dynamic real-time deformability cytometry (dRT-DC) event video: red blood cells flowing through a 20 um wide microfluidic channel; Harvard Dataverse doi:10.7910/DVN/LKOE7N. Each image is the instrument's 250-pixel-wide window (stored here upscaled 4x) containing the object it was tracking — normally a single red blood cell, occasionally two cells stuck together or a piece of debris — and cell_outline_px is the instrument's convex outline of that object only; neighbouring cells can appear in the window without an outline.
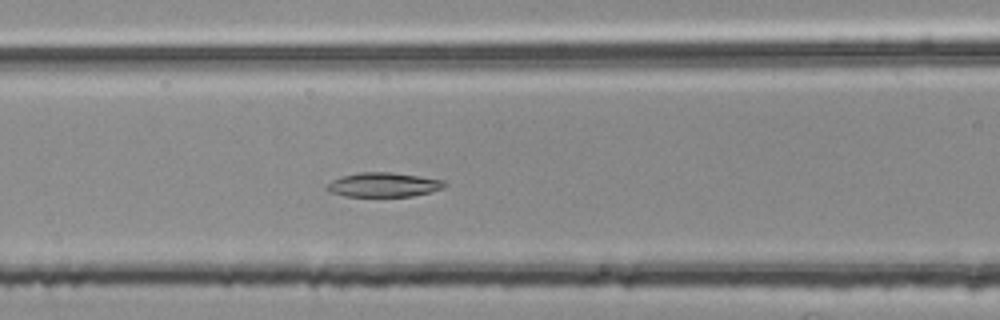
{"species": "common noctule bat (a hibernating species)", "species_latin": "Nyctalus noctula", "temperature_condition": "room temperature", "stored_images_in_passage": 47, "camera_frame_rate_fps": 3000, "um_per_image_px": 0.085, "animal": {"sex": "female", "body_mass_g": 25.1}, "frame": {"image": 1, "passage_image": 22, "time_ms": 7.0, "image_size_px": [1000, 320], "cell_outline_px": [[448, 184], [440, 188], [428, 192], [412, 196], [344, 196], [328, 192], [324, 188], [332, 180], [344, 176], [364, 172], [392, 172], [444, 180]], "centroid_in_image_um": [32.57, 15.71], "position_along_channel_um": 134.0, "area_um2": 16.47}}
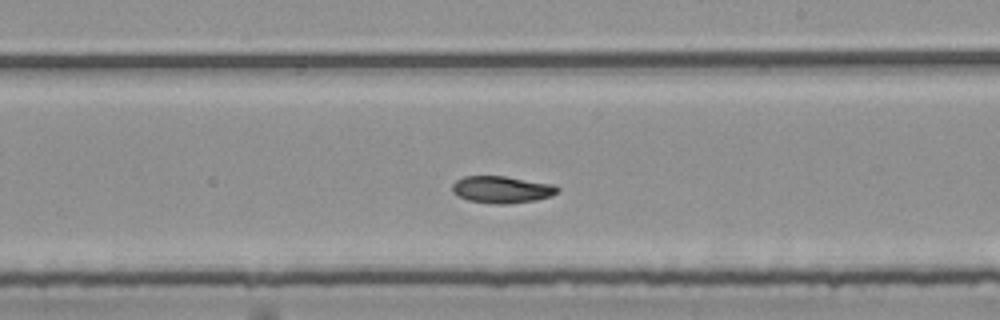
{"frame": {"image": 2, "passage_image": 31, "time_ms": 10.0, "image_size_px": [1000, 320], "cell_outline_px": [[560, 192], [552, 196], [536, 200], [508, 204], [496, 204], [468, 200], [452, 192], [452, 184], [456, 180], [464, 176], [504, 176], [556, 184], [560, 188]], "centroid_in_image_um": [42.71, 16.1], "position_along_channel_um": 246.3, "area_um2": 16.76}}
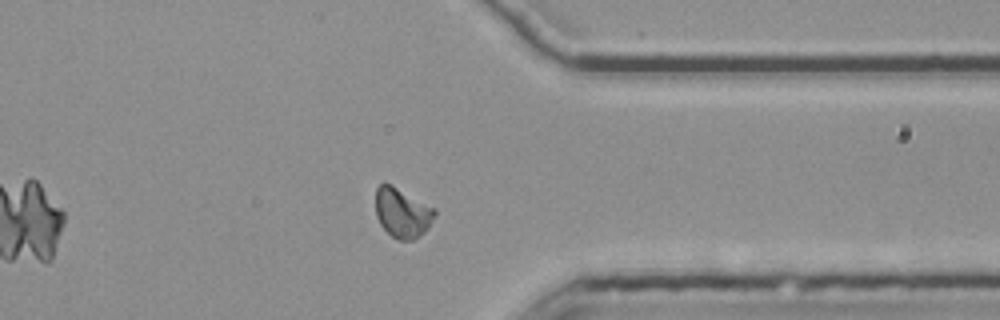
{"frame": {"image": 3, "passage_image": 42, "time_ms": 13.667, "image_size_px": [1000, 320], "cell_outline_px": [[436, 212], [428, 228], [424, 232], [412, 240], [400, 240], [392, 236], [380, 224], [376, 216], [376, 188], [380, 184], [392, 184], [436, 208]], "centroid_in_image_um": [34.2, 18.07], "position_along_channel_um": 377.2, "area_um2": 17.05}, "authors_computed_cell_mechanics": {"area_um2": 17.629, "velocity_mm_per_s": 3.769, "shape_relaxation_time_tau1_ms": 10.1725, "shape_relaxation_time_tau2_ms": null, "deformation_change_tau1": 0.1985, "deformation_change_tau2": null}}